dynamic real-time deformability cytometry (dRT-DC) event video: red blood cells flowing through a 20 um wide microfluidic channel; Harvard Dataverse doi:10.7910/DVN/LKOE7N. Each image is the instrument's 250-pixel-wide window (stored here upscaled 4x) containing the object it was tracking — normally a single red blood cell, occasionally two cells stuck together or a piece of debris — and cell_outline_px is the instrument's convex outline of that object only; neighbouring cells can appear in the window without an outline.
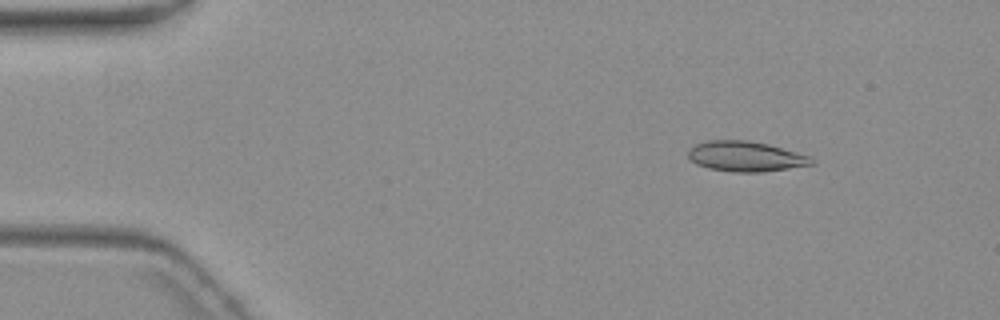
{"species": "common noctule bat (a hibernating species)", "species_latin": "Nyctalus noctula", "temperature_condition": "warm", "stored_images_in_passage": 7, "camera_frame_rate_fps": 3000, "um_per_image_px": 0.085, "animal": {"sex": "female", "body_mass_g": 19.3, "forearm_length_mm": 54.1}, "frame": {"image": 1, "passage_image": 3, "time_ms": 2.333, "image_size_px": [1000, 320], "cell_outline_px": [[816, 164], [760, 172], [732, 172], [708, 168], [696, 164], [688, 156], [688, 148], [696, 144], [708, 140], [748, 140], [768, 144], [808, 156]], "centroid_in_image_um": [63.33, 13.29], "position_along_channel_um": 21.7, "area_um2": 21.56}}
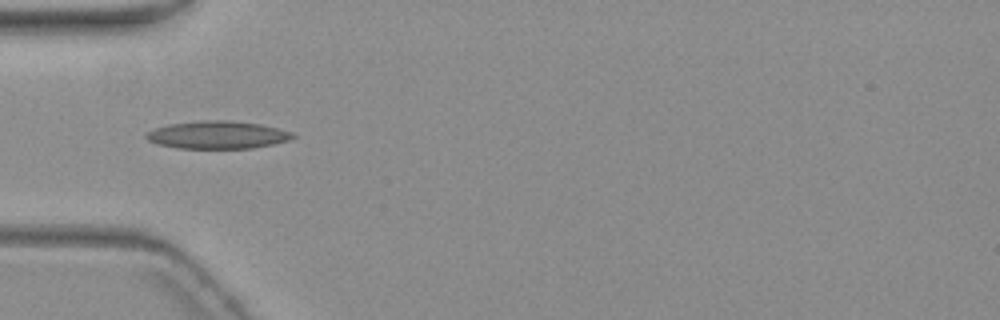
{"frame": {"image": 2, "passage_image": 6, "time_ms": 6.0, "image_size_px": [1000, 320], "cell_outline_px": [[296, 136], [288, 140], [272, 144], [252, 148], [176, 148], [156, 144], [148, 140], [144, 136], [148, 132], [156, 128], [168, 124], [200, 120], [224, 120], [260, 124], [292, 132]], "centroid_in_image_um": [18.45, 11.46], "position_along_channel_um": 66.6, "area_um2": 23.52}}
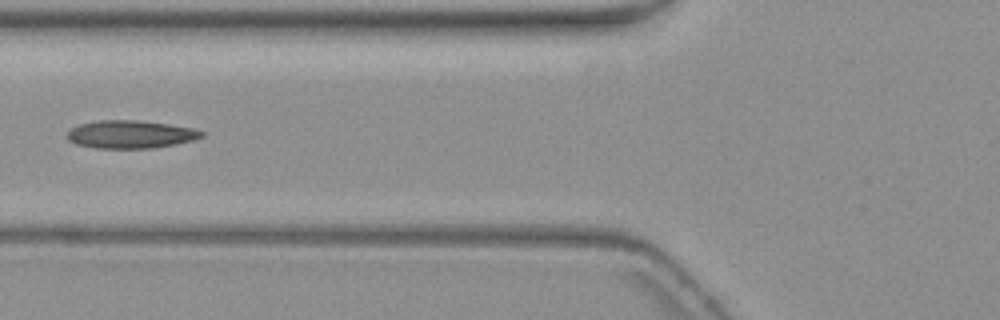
{"frame": {"image": 3, "passage_image": 7, "time_ms": 7.333, "image_size_px": [1000, 320], "cell_outline_px": [[204, 136], [192, 140], [176, 144], [152, 148], [96, 148], [76, 144], [68, 140], [64, 136], [72, 128], [80, 124], [96, 120], [140, 120], [168, 124], [192, 128], [204, 132]], "centroid_in_image_um": [11.06, 11.42], "position_along_channel_um": 114.7, "area_um2": 21.91}}